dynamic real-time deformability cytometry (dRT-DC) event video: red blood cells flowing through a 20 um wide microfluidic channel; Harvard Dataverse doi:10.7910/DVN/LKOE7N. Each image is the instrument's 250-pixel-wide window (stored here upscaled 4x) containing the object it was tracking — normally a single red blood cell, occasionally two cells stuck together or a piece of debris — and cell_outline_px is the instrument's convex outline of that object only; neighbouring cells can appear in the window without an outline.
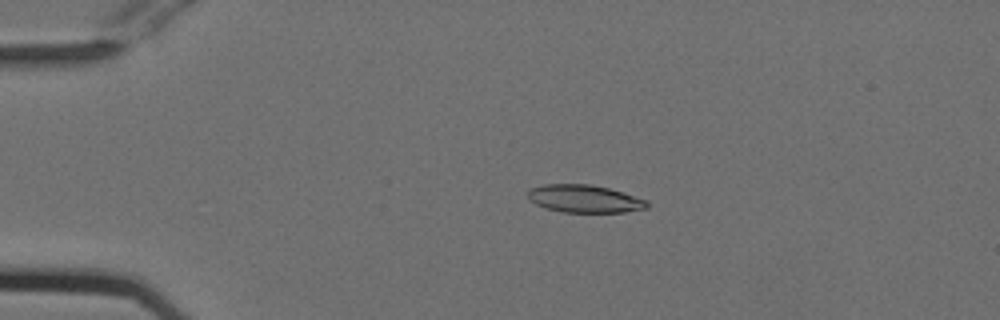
{"species": "Egyptian fruit bat (a non-hibernating species)", "species_latin": "Rousettus aegyptiacus", "temperature_condition": "cold", "stored_images_in_passage": 54, "camera_frame_rate_fps": 3000, "um_per_image_px": 0.085, "animal": {"sex": "female"}, "frame": {"image": 1, "passage_image": 12, "time_ms": 3.667, "image_size_px": [1000, 320], "cell_outline_px": [[648, 208], [624, 212], [560, 212], [544, 208], [528, 200], [528, 192], [532, 188], [544, 184], [592, 184], [608, 188], [648, 200]], "centroid_in_image_um": [49.67, 16.9], "position_along_channel_um": 35.3, "area_um2": 19.31}}
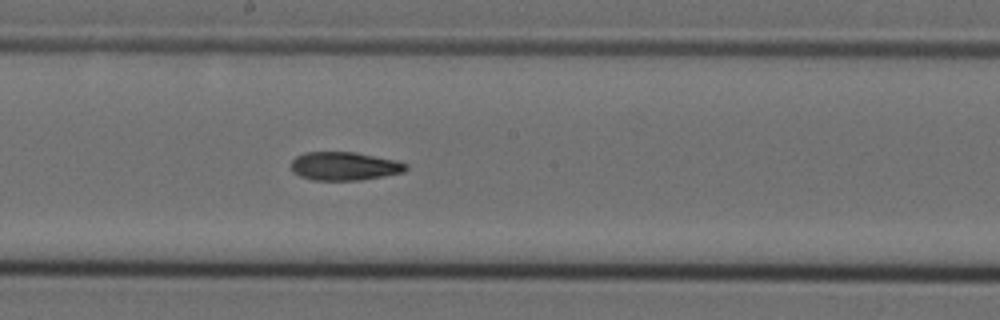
{"frame": {"image": 2, "passage_image": 30, "time_ms": 9.667, "image_size_px": [1000, 320], "cell_outline_px": [[408, 168], [404, 172], [384, 176], [360, 180], [312, 180], [300, 176], [292, 172], [292, 160], [296, 156], [304, 152], [356, 152], [396, 160], [408, 164]], "centroid_in_image_um": [29.28, 14.12], "position_along_channel_um": 218.9, "area_um2": 19.13}}
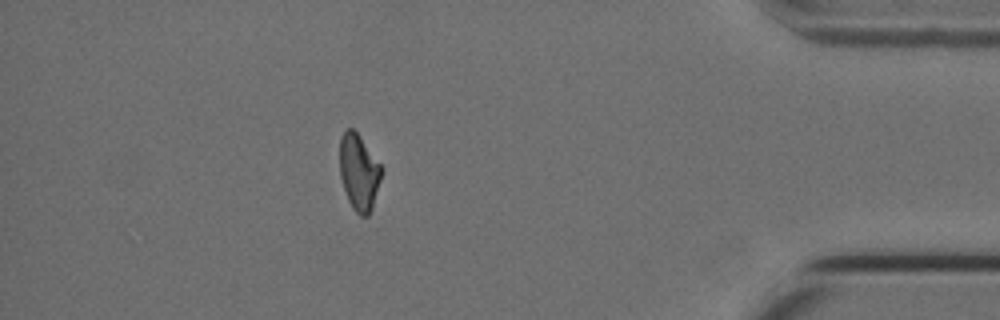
{"frame": {"image": 3, "passage_image": 48, "time_ms": 15.667, "image_size_px": [1000, 320], "cell_outline_px": [[384, 168], [372, 208], [368, 216], [360, 216], [352, 208], [348, 200], [340, 176], [340, 136], [344, 128], [352, 128], [356, 132]], "centroid_in_image_um": [30.51, 14.63], "position_along_channel_um": 404.7, "area_um2": 18.61}, "authors_computed_cell_mechanics": {"area_um2": 19.5364, "velocity_mm_per_s": 3.7964, "shape_relaxation_time_tau1_ms": 10.1548, "shape_relaxation_time_tau2_ms": 5.3155, "deformation_change_tau1": 0.2423, "deformation_change_tau2": 0.1389}}